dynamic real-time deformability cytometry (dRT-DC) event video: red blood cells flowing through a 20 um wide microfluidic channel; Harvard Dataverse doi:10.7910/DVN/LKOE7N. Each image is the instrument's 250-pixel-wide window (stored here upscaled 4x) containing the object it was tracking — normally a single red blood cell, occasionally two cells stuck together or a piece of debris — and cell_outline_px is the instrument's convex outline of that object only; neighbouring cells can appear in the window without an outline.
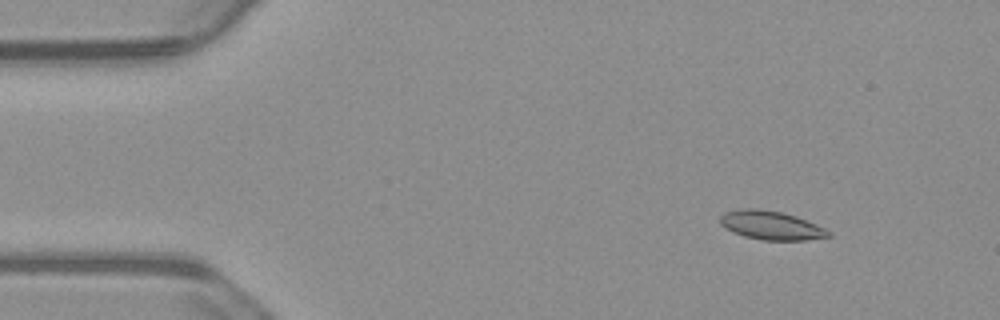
{"species": "common noctule bat (a hibernating species)", "species_latin": "Nyctalus noctula", "temperature_condition": "warm", "stored_images_in_passage": 56, "camera_frame_rate_fps": 3000, "um_per_image_px": 0.085, "animal": {"sex": "male", "body_mass_g": 23.1, "forearm_length_mm": 52.7}, "frame": {"image": 1, "passage_image": 7, "time_ms": 2.0, "image_size_px": [1000, 320], "cell_outline_px": [[832, 236], [808, 240], [764, 240], [744, 236], [732, 232], [724, 228], [720, 224], [720, 216], [724, 212], [740, 208], [756, 208], [784, 212], [796, 216], [816, 224], [832, 232]], "centroid_in_image_um": [65.53, 19.15], "position_along_channel_um": 19.5, "area_um2": 18.38}}
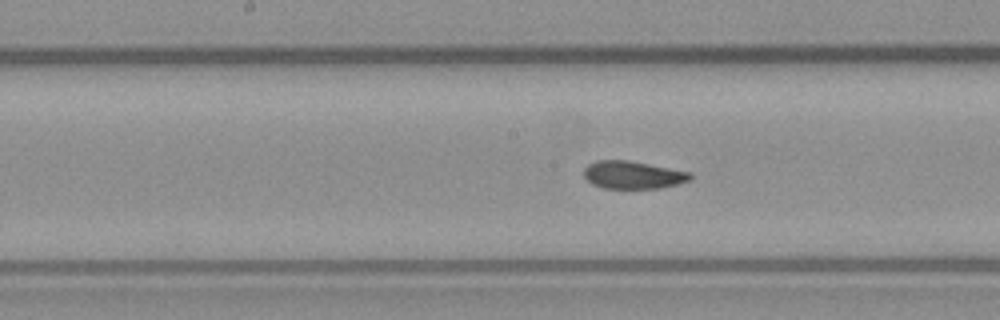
{"frame": {"image": 2, "passage_image": 28, "time_ms": 9.0, "image_size_px": [1000, 320], "cell_outline_px": [[692, 180], [660, 188], [604, 188], [592, 184], [584, 176], [584, 168], [588, 164], [596, 160], [628, 160], [692, 172]], "centroid_in_image_um": [53.81, 14.86], "position_along_channel_um": 194.4, "area_um2": 17.22}}
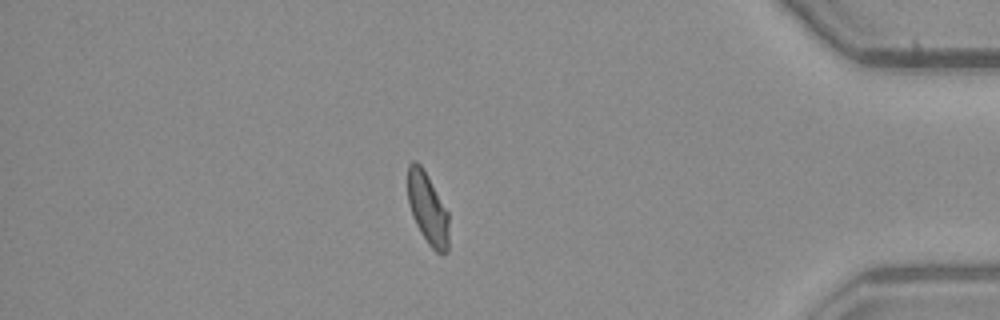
{"frame": {"image": 3, "passage_image": 48, "time_ms": 15.667, "image_size_px": [1000, 320], "cell_outline_px": [[448, 252], [436, 252], [428, 244], [420, 232], [412, 216], [408, 204], [408, 164], [412, 160], [416, 160], [420, 164], [448, 212]], "centroid_in_image_um": [36.33, 17.73], "position_along_channel_um": 398.9, "area_um2": 16.94}, "authors_computed_cell_mechanics": {"area_um2": 17.8313, "velocity_mm_per_s": 3.7092, "shape_relaxation_time_tau1_ms": 4.1967, "shape_relaxation_time_tau2_ms": 1.5197, "deformation_change_tau1": 0.1384, "deformation_change_tau2": 0.0695}}